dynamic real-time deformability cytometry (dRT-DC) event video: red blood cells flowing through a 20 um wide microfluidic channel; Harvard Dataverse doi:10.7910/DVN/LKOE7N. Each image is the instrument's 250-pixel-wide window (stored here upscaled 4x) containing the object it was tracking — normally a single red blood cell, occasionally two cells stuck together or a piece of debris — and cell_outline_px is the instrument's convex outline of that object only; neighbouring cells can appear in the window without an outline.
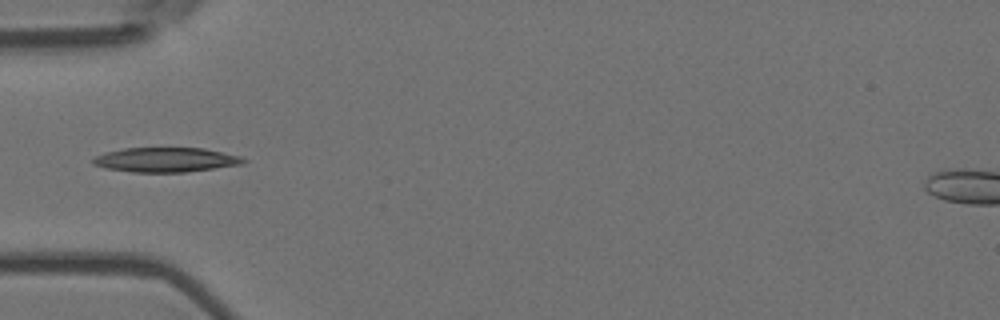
{"species": "Egyptian fruit bat (a non-hibernating species)", "species_latin": "Rousettus aegyptiacus", "temperature_condition": "room temperature", "stored_images_in_passage": 7, "camera_frame_rate_fps": 3000, "um_per_image_px": 0.085, "animal": {"sex": "female"}, "frame": {"image": 1, "passage_image": 5, "time_ms": 1.333, "image_size_px": [1000, 320], "cell_outline_px": [[248, 160], [244, 164], [184, 172], [132, 172], [108, 168], [92, 164], [92, 160], [96, 156], [104, 152], [124, 148], [204, 148], [240, 156]], "centroid_in_image_um": [14.1, 13.58], "position_along_channel_um": 70.9, "area_um2": 21.44}}
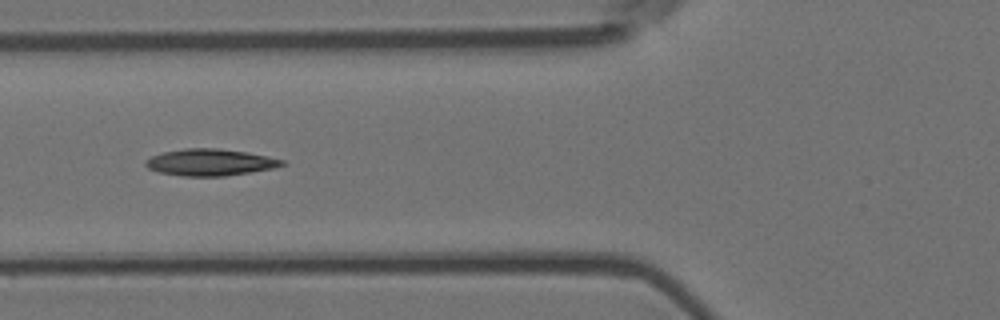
{"frame": {"image": 2, "passage_image": 6, "time_ms": 1.667, "image_size_px": [1000, 320], "cell_outline_px": [[288, 164], [276, 168], [224, 176], [180, 176], [160, 172], [148, 168], [144, 164], [144, 160], [152, 156], [164, 152], [184, 148], [216, 148], [244, 152], [268, 156], [284, 160]], "centroid_in_image_um": [17.88, 13.8], "position_along_channel_um": 107.9, "area_um2": 21.27}}
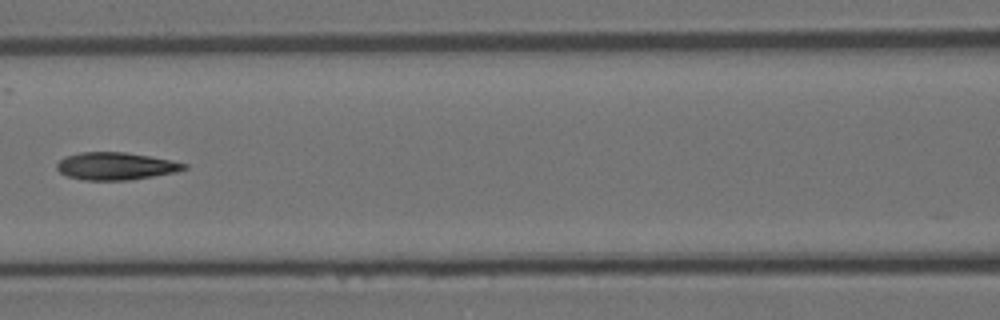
{"frame": {"image": 3, "passage_image": 7, "time_ms": 2.0, "image_size_px": [1000, 320], "cell_outline_px": [[188, 168], [176, 172], [132, 180], [84, 180], [68, 176], [60, 172], [56, 168], [56, 164], [60, 160], [68, 156], [80, 152], [124, 152], [172, 160], [188, 164]], "centroid_in_image_um": [9.87, 14.12], "position_along_channel_um": 156.7, "area_um2": 20.35}}